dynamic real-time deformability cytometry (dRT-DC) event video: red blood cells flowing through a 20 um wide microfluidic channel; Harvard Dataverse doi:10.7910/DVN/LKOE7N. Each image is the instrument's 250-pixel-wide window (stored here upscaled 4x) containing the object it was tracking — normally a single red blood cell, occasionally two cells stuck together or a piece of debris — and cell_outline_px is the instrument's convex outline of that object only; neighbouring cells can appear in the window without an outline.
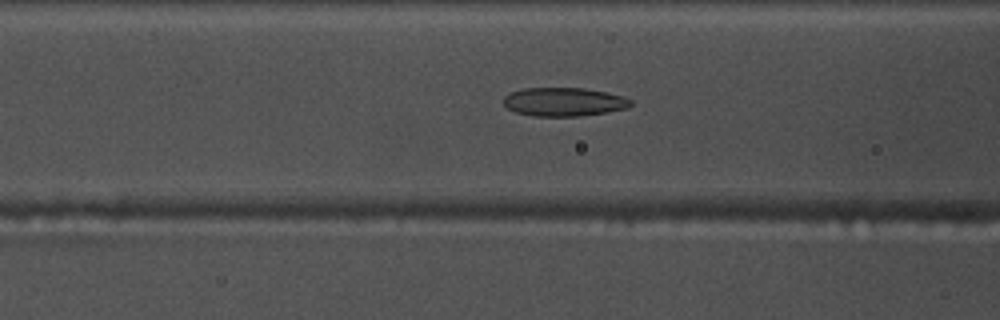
{"species": "common noctule bat (a hibernating species)", "species_latin": "Nyctalus noctula", "temperature_condition": "warm", "stored_images_in_passage": 54, "camera_frame_rate_fps": 3000, "um_per_image_px": 0.085, "animal": {"sex": "male", "body_mass_g": 17.5, "forearm_length_mm": 52.3}, "frame": {"image": 1, "passage_image": 21, "time_ms": 6.667, "image_size_px": [1000, 320], "cell_outline_px": [[632, 104], [628, 108], [580, 116], [532, 116], [516, 112], [508, 108], [504, 104], [504, 96], [512, 92], [524, 88], [584, 88], [608, 92], [632, 100]], "centroid_in_image_um": [47.93, 8.65], "position_along_channel_um": 118.7, "area_um2": 21.1}}
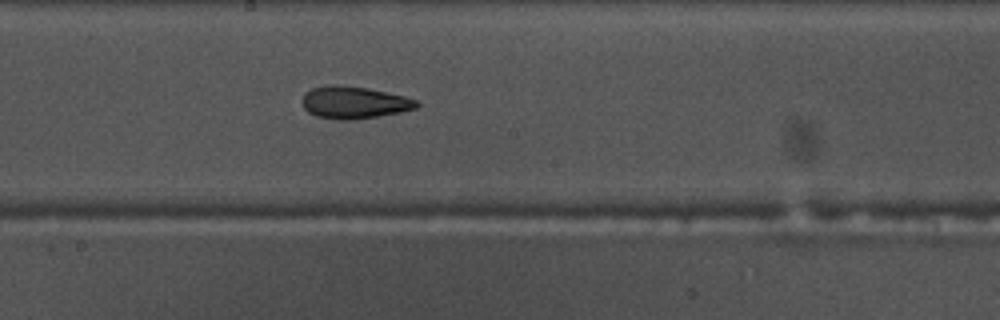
{"frame": {"image": 2, "passage_image": 29, "time_ms": 9.333, "image_size_px": [1000, 320], "cell_outline_px": [[420, 104], [416, 108], [400, 112], [376, 116], [348, 120], [336, 120], [316, 116], [308, 112], [304, 108], [304, 92], [312, 88], [328, 84], [336, 84], [368, 88], [404, 96], [416, 100]], "centroid_in_image_um": [30.08, 8.7], "position_along_channel_um": 218.1, "area_um2": 21.39}}
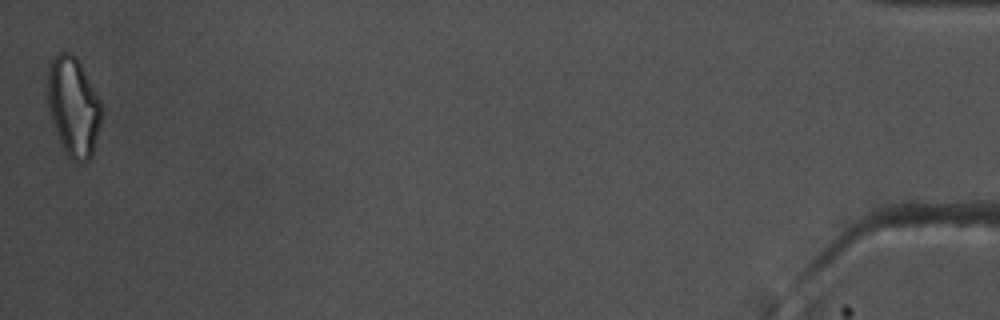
{"frame": {"image": 3, "passage_image": 54, "time_ms": 17.667, "image_size_px": [1000, 320], "cell_outline_px": [[104, 108], [92, 156], [88, 160], [80, 164], [72, 160], [64, 152], [56, 136], [48, 108], [48, 56], [56, 52], [72, 52], [76, 56], [96, 92]], "centroid_in_image_um": [6.22, 9.04], "position_along_channel_um": 429.0, "area_um2": 31.96}, "authors_computed_cell_mechanics": {"area_um2": 22.7154, "velocity_mm_per_s": 3.739, "shape_relaxation_time_tau1_ms": null, "shape_relaxation_time_tau2_ms": 3.7218, "deformation_change_tau1": null, "deformation_change_tau2": 0.1095}}